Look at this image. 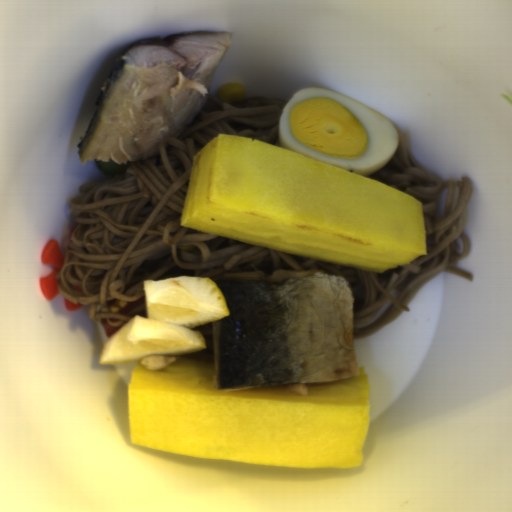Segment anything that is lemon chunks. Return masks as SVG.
<instances>
[{"mask_svg":"<svg viewBox=\"0 0 512 512\" xmlns=\"http://www.w3.org/2000/svg\"><path fill=\"white\" fill-rule=\"evenodd\" d=\"M146 317L134 316L104 341L99 365L137 364L161 371L206 348L199 331L230 315L218 284L204 276L144 281Z\"/></svg>","mask_w":512,"mask_h":512,"instance_id":"1","label":"lemon chunks"}]
</instances>
